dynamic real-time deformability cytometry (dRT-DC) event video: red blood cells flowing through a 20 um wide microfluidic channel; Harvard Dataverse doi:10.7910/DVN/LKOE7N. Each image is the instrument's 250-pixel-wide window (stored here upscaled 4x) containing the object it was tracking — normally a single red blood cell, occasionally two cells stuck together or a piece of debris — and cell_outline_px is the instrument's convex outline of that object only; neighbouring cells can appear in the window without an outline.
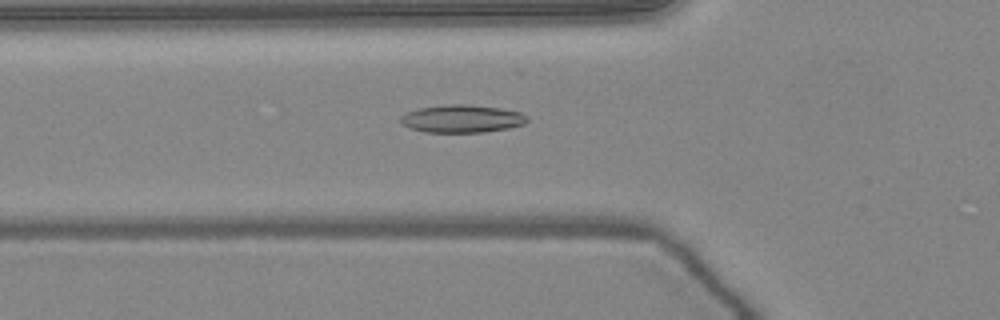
{"species": "common noctule bat (a hibernating species)", "species_latin": "Nyctalus noctula", "temperature_condition": "warm", "stored_images_in_passage": 50, "camera_frame_rate_fps": 3000, "um_per_image_px": 0.085, "animal": {"sex": "female", "body_mass_g": 24.6, "forearm_length_mm": 56.2}, "frame": {"image": 1, "passage_image": 17, "time_ms": 5.333, "image_size_px": [1000, 320], "cell_outline_px": [[528, 120], [524, 124], [508, 128], [484, 132], [424, 132], [408, 128], [400, 124], [400, 116], [408, 112], [420, 108], [444, 104], [468, 104], [500, 108], [520, 112], [528, 116]], "centroid_in_image_um": [39.24, 10.09], "position_along_channel_um": 86.6, "area_um2": 20.63}}
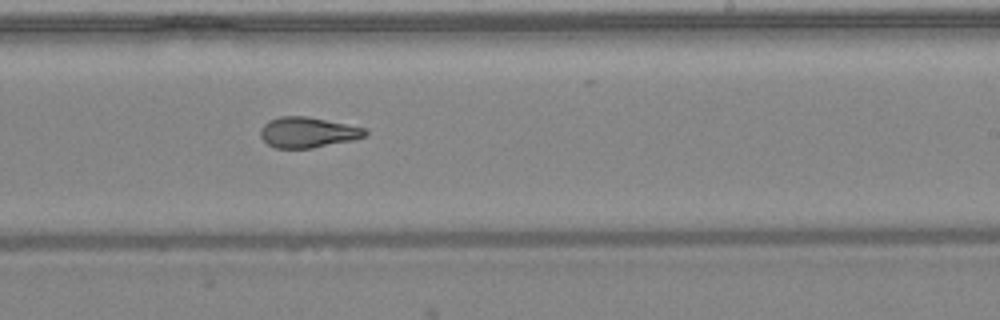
{"frame": {"image": 2, "passage_image": 30, "time_ms": 9.667, "image_size_px": [1000, 320], "cell_outline_px": [[368, 136], [352, 140], [312, 148], [276, 148], [268, 144], [260, 136], [260, 128], [268, 120], [280, 116], [308, 116], [364, 128], [368, 132]], "centroid_in_image_um": [26.14, 11.25], "position_along_channel_um": 262.9, "area_um2": 18.61}}
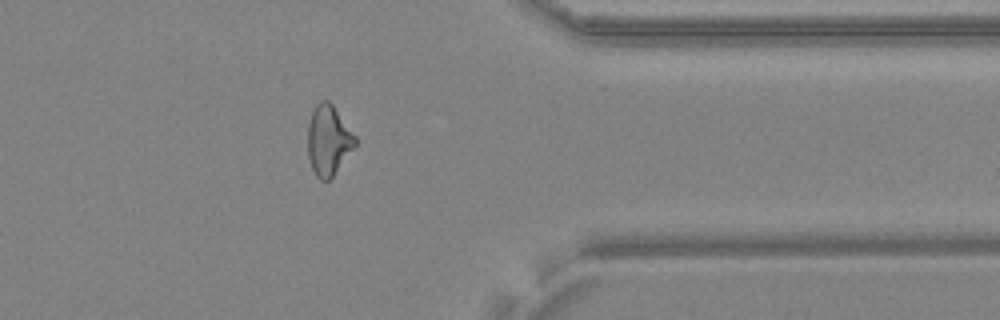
{"frame": {"image": 3, "passage_image": 40, "time_ms": 13.0, "image_size_px": [1000, 320], "cell_outline_px": [[356, 144], [332, 176], [328, 180], [320, 180], [316, 176], [312, 168], [308, 156], [308, 124], [312, 112], [316, 104], [320, 100], [328, 100], [332, 104], [356, 136]], "centroid_in_image_um": [27.9, 11.9], "position_along_channel_um": 383.5, "area_um2": 19.07}, "authors_computed_cell_mechanics": {"area_um2": 19.6231, "velocity_mm_per_s": 4.0576, "shape_relaxation_time_tau1_ms": null, "shape_relaxation_time_tau2_ms": 2.0958, "deformation_change_tau1": null, "deformation_change_tau2": 0.0978}}